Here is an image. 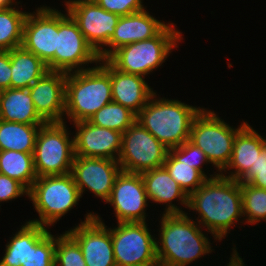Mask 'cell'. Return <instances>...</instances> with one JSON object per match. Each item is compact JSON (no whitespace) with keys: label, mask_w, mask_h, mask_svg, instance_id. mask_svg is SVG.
<instances>
[{"label":"cell","mask_w":266,"mask_h":266,"mask_svg":"<svg viewBox=\"0 0 266 266\" xmlns=\"http://www.w3.org/2000/svg\"><path fill=\"white\" fill-rule=\"evenodd\" d=\"M0 174L18 180L29 190L37 179L33 153L0 151Z\"/></svg>","instance_id":"obj_27"},{"label":"cell","mask_w":266,"mask_h":266,"mask_svg":"<svg viewBox=\"0 0 266 266\" xmlns=\"http://www.w3.org/2000/svg\"><path fill=\"white\" fill-rule=\"evenodd\" d=\"M64 2L65 11L77 23L87 42L99 53L114 34L120 16L104 10L94 0Z\"/></svg>","instance_id":"obj_12"},{"label":"cell","mask_w":266,"mask_h":266,"mask_svg":"<svg viewBox=\"0 0 266 266\" xmlns=\"http://www.w3.org/2000/svg\"><path fill=\"white\" fill-rule=\"evenodd\" d=\"M56 235L48 231L33 247L21 266H55Z\"/></svg>","instance_id":"obj_33"},{"label":"cell","mask_w":266,"mask_h":266,"mask_svg":"<svg viewBox=\"0 0 266 266\" xmlns=\"http://www.w3.org/2000/svg\"><path fill=\"white\" fill-rule=\"evenodd\" d=\"M160 218L159 238L156 237L159 266H188L214 250L208 234L188 212L162 214Z\"/></svg>","instance_id":"obj_2"},{"label":"cell","mask_w":266,"mask_h":266,"mask_svg":"<svg viewBox=\"0 0 266 266\" xmlns=\"http://www.w3.org/2000/svg\"><path fill=\"white\" fill-rule=\"evenodd\" d=\"M10 88L28 89L48 71L47 65L35 54L22 46L10 50Z\"/></svg>","instance_id":"obj_25"},{"label":"cell","mask_w":266,"mask_h":266,"mask_svg":"<svg viewBox=\"0 0 266 266\" xmlns=\"http://www.w3.org/2000/svg\"><path fill=\"white\" fill-rule=\"evenodd\" d=\"M254 187L266 189V145L261 149L257 160L249 171L239 180Z\"/></svg>","instance_id":"obj_35"},{"label":"cell","mask_w":266,"mask_h":266,"mask_svg":"<svg viewBox=\"0 0 266 266\" xmlns=\"http://www.w3.org/2000/svg\"><path fill=\"white\" fill-rule=\"evenodd\" d=\"M67 232L77 241L87 266H117L111 231L94 212L85 214L84 221Z\"/></svg>","instance_id":"obj_14"},{"label":"cell","mask_w":266,"mask_h":266,"mask_svg":"<svg viewBox=\"0 0 266 266\" xmlns=\"http://www.w3.org/2000/svg\"><path fill=\"white\" fill-rule=\"evenodd\" d=\"M41 125L43 124H23L0 119V151L34 153Z\"/></svg>","instance_id":"obj_26"},{"label":"cell","mask_w":266,"mask_h":266,"mask_svg":"<svg viewBox=\"0 0 266 266\" xmlns=\"http://www.w3.org/2000/svg\"><path fill=\"white\" fill-rule=\"evenodd\" d=\"M236 246L232 248V253L230 255V261L227 266H245L243 259L239 256Z\"/></svg>","instance_id":"obj_39"},{"label":"cell","mask_w":266,"mask_h":266,"mask_svg":"<svg viewBox=\"0 0 266 266\" xmlns=\"http://www.w3.org/2000/svg\"><path fill=\"white\" fill-rule=\"evenodd\" d=\"M167 24L153 17L147 9L121 16L110 41L98 53L100 60L106 59L121 46L156 36Z\"/></svg>","instance_id":"obj_19"},{"label":"cell","mask_w":266,"mask_h":266,"mask_svg":"<svg viewBox=\"0 0 266 266\" xmlns=\"http://www.w3.org/2000/svg\"><path fill=\"white\" fill-rule=\"evenodd\" d=\"M65 82V72L48 71L28 88L37 113L46 123L64 121Z\"/></svg>","instance_id":"obj_18"},{"label":"cell","mask_w":266,"mask_h":266,"mask_svg":"<svg viewBox=\"0 0 266 266\" xmlns=\"http://www.w3.org/2000/svg\"><path fill=\"white\" fill-rule=\"evenodd\" d=\"M81 195L71 173L65 175L37 177L28 192L39 219L29 222L50 228L61 217L74 209Z\"/></svg>","instance_id":"obj_6"},{"label":"cell","mask_w":266,"mask_h":266,"mask_svg":"<svg viewBox=\"0 0 266 266\" xmlns=\"http://www.w3.org/2000/svg\"><path fill=\"white\" fill-rule=\"evenodd\" d=\"M244 221L249 225L266 221V189L240 182Z\"/></svg>","instance_id":"obj_30"},{"label":"cell","mask_w":266,"mask_h":266,"mask_svg":"<svg viewBox=\"0 0 266 266\" xmlns=\"http://www.w3.org/2000/svg\"><path fill=\"white\" fill-rule=\"evenodd\" d=\"M98 53L87 42L77 23L67 13L57 9V48L54 55V71L65 73L81 71L98 64ZM87 66V67H86Z\"/></svg>","instance_id":"obj_10"},{"label":"cell","mask_w":266,"mask_h":266,"mask_svg":"<svg viewBox=\"0 0 266 266\" xmlns=\"http://www.w3.org/2000/svg\"><path fill=\"white\" fill-rule=\"evenodd\" d=\"M111 101L110 63L106 59L91 68L66 73L64 120H89Z\"/></svg>","instance_id":"obj_3"},{"label":"cell","mask_w":266,"mask_h":266,"mask_svg":"<svg viewBox=\"0 0 266 266\" xmlns=\"http://www.w3.org/2000/svg\"><path fill=\"white\" fill-rule=\"evenodd\" d=\"M265 145L266 138L246 123L236 134L231 160L221 175L239 181L255 163Z\"/></svg>","instance_id":"obj_22"},{"label":"cell","mask_w":266,"mask_h":266,"mask_svg":"<svg viewBox=\"0 0 266 266\" xmlns=\"http://www.w3.org/2000/svg\"><path fill=\"white\" fill-rule=\"evenodd\" d=\"M19 4H21L20 1L18 2L16 0H0V9L7 8V7H13Z\"/></svg>","instance_id":"obj_40"},{"label":"cell","mask_w":266,"mask_h":266,"mask_svg":"<svg viewBox=\"0 0 266 266\" xmlns=\"http://www.w3.org/2000/svg\"><path fill=\"white\" fill-rule=\"evenodd\" d=\"M28 192L29 190L18 180L0 174V203L9 202L24 195L28 197Z\"/></svg>","instance_id":"obj_37"},{"label":"cell","mask_w":266,"mask_h":266,"mask_svg":"<svg viewBox=\"0 0 266 266\" xmlns=\"http://www.w3.org/2000/svg\"><path fill=\"white\" fill-rule=\"evenodd\" d=\"M105 203L113 207L117 223L146 222L149 200L141 174L121 170Z\"/></svg>","instance_id":"obj_15"},{"label":"cell","mask_w":266,"mask_h":266,"mask_svg":"<svg viewBox=\"0 0 266 266\" xmlns=\"http://www.w3.org/2000/svg\"><path fill=\"white\" fill-rule=\"evenodd\" d=\"M28 12L23 27L22 47L39 57L54 71V55L57 48V9L42 6Z\"/></svg>","instance_id":"obj_13"},{"label":"cell","mask_w":266,"mask_h":266,"mask_svg":"<svg viewBox=\"0 0 266 266\" xmlns=\"http://www.w3.org/2000/svg\"><path fill=\"white\" fill-rule=\"evenodd\" d=\"M48 231L49 228L42 225L24 222L20 229L9 237L0 266H21L29 256L30 247H33Z\"/></svg>","instance_id":"obj_24"},{"label":"cell","mask_w":266,"mask_h":266,"mask_svg":"<svg viewBox=\"0 0 266 266\" xmlns=\"http://www.w3.org/2000/svg\"><path fill=\"white\" fill-rule=\"evenodd\" d=\"M110 231L117 266H159L156 238L147 222L117 223Z\"/></svg>","instance_id":"obj_9"},{"label":"cell","mask_w":266,"mask_h":266,"mask_svg":"<svg viewBox=\"0 0 266 266\" xmlns=\"http://www.w3.org/2000/svg\"><path fill=\"white\" fill-rule=\"evenodd\" d=\"M112 101L129 108L136 115L146 106L155 90L145 77L121 72L110 64Z\"/></svg>","instance_id":"obj_21"},{"label":"cell","mask_w":266,"mask_h":266,"mask_svg":"<svg viewBox=\"0 0 266 266\" xmlns=\"http://www.w3.org/2000/svg\"><path fill=\"white\" fill-rule=\"evenodd\" d=\"M168 152L163 143L135 121L123 133L118 163L122 171L142 173L163 166Z\"/></svg>","instance_id":"obj_11"},{"label":"cell","mask_w":266,"mask_h":266,"mask_svg":"<svg viewBox=\"0 0 266 266\" xmlns=\"http://www.w3.org/2000/svg\"><path fill=\"white\" fill-rule=\"evenodd\" d=\"M104 10L126 16L146 9L143 0H94Z\"/></svg>","instance_id":"obj_36"},{"label":"cell","mask_w":266,"mask_h":266,"mask_svg":"<svg viewBox=\"0 0 266 266\" xmlns=\"http://www.w3.org/2000/svg\"><path fill=\"white\" fill-rule=\"evenodd\" d=\"M11 74L10 50L0 51V91L10 88Z\"/></svg>","instance_id":"obj_38"},{"label":"cell","mask_w":266,"mask_h":266,"mask_svg":"<svg viewBox=\"0 0 266 266\" xmlns=\"http://www.w3.org/2000/svg\"><path fill=\"white\" fill-rule=\"evenodd\" d=\"M169 153L177 160V161H185L189 164L193 165V168L199 170L207 179L214 178L220 173L214 172L210 176L207 175L202 167V165L210 164L206 154L189 140L185 141L182 145L173 147L169 149Z\"/></svg>","instance_id":"obj_34"},{"label":"cell","mask_w":266,"mask_h":266,"mask_svg":"<svg viewBox=\"0 0 266 266\" xmlns=\"http://www.w3.org/2000/svg\"><path fill=\"white\" fill-rule=\"evenodd\" d=\"M136 118L137 115L129 108L111 101L92 115L88 121L96 126L124 133Z\"/></svg>","instance_id":"obj_29"},{"label":"cell","mask_w":266,"mask_h":266,"mask_svg":"<svg viewBox=\"0 0 266 266\" xmlns=\"http://www.w3.org/2000/svg\"><path fill=\"white\" fill-rule=\"evenodd\" d=\"M63 122H48L41 125L33 153L37 177L71 173L74 153V137Z\"/></svg>","instance_id":"obj_8"},{"label":"cell","mask_w":266,"mask_h":266,"mask_svg":"<svg viewBox=\"0 0 266 266\" xmlns=\"http://www.w3.org/2000/svg\"><path fill=\"white\" fill-rule=\"evenodd\" d=\"M55 266H87L77 241L67 232L56 236Z\"/></svg>","instance_id":"obj_32"},{"label":"cell","mask_w":266,"mask_h":266,"mask_svg":"<svg viewBox=\"0 0 266 266\" xmlns=\"http://www.w3.org/2000/svg\"><path fill=\"white\" fill-rule=\"evenodd\" d=\"M156 93L137 114L136 121L168 149L180 146L189 140L193 120L203 108L157 97Z\"/></svg>","instance_id":"obj_4"},{"label":"cell","mask_w":266,"mask_h":266,"mask_svg":"<svg viewBox=\"0 0 266 266\" xmlns=\"http://www.w3.org/2000/svg\"><path fill=\"white\" fill-rule=\"evenodd\" d=\"M221 118L214 111L203 108L193 120L189 138L220 174L231 160L237 132L247 123L243 120L236 128Z\"/></svg>","instance_id":"obj_7"},{"label":"cell","mask_w":266,"mask_h":266,"mask_svg":"<svg viewBox=\"0 0 266 266\" xmlns=\"http://www.w3.org/2000/svg\"><path fill=\"white\" fill-rule=\"evenodd\" d=\"M0 119L23 124L46 123L37 113L29 89L23 88L0 91Z\"/></svg>","instance_id":"obj_23"},{"label":"cell","mask_w":266,"mask_h":266,"mask_svg":"<svg viewBox=\"0 0 266 266\" xmlns=\"http://www.w3.org/2000/svg\"><path fill=\"white\" fill-rule=\"evenodd\" d=\"M19 9L17 5L0 9V51H9L22 45L28 12Z\"/></svg>","instance_id":"obj_28"},{"label":"cell","mask_w":266,"mask_h":266,"mask_svg":"<svg viewBox=\"0 0 266 266\" xmlns=\"http://www.w3.org/2000/svg\"><path fill=\"white\" fill-rule=\"evenodd\" d=\"M183 40L182 32L168 23L156 36L113 51L106 60L121 72L147 76L158 69Z\"/></svg>","instance_id":"obj_5"},{"label":"cell","mask_w":266,"mask_h":266,"mask_svg":"<svg viewBox=\"0 0 266 266\" xmlns=\"http://www.w3.org/2000/svg\"><path fill=\"white\" fill-rule=\"evenodd\" d=\"M121 172L116 160L75 156L71 168L81 197L89 190L106 202L111 194L114 181ZM84 192V193H83Z\"/></svg>","instance_id":"obj_16"},{"label":"cell","mask_w":266,"mask_h":266,"mask_svg":"<svg viewBox=\"0 0 266 266\" xmlns=\"http://www.w3.org/2000/svg\"><path fill=\"white\" fill-rule=\"evenodd\" d=\"M187 210L196 212V222L221 242L244 219L240 182L221 174L207 179L188 196Z\"/></svg>","instance_id":"obj_1"},{"label":"cell","mask_w":266,"mask_h":266,"mask_svg":"<svg viewBox=\"0 0 266 266\" xmlns=\"http://www.w3.org/2000/svg\"><path fill=\"white\" fill-rule=\"evenodd\" d=\"M163 166L188 196L207 180L193 165L177 161L169 152Z\"/></svg>","instance_id":"obj_31"},{"label":"cell","mask_w":266,"mask_h":266,"mask_svg":"<svg viewBox=\"0 0 266 266\" xmlns=\"http://www.w3.org/2000/svg\"><path fill=\"white\" fill-rule=\"evenodd\" d=\"M140 174L149 202L152 201V203L160 205L166 204L165 208H163V214L186 213L181 207L182 205H184L185 209L188 207V195L170 176L164 166L147 170ZM174 200L178 201L181 207L177 206Z\"/></svg>","instance_id":"obj_20"},{"label":"cell","mask_w":266,"mask_h":266,"mask_svg":"<svg viewBox=\"0 0 266 266\" xmlns=\"http://www.w3.org/2000/svg\"><path fill=\"white\" fill-rule=\"evenodd\" d=\"M72 125L76 129L73 135L75 156L118 161L123 133L96 126L88 120Z\"/></svg>","instance_id":"obj_17"}]
</instances>
